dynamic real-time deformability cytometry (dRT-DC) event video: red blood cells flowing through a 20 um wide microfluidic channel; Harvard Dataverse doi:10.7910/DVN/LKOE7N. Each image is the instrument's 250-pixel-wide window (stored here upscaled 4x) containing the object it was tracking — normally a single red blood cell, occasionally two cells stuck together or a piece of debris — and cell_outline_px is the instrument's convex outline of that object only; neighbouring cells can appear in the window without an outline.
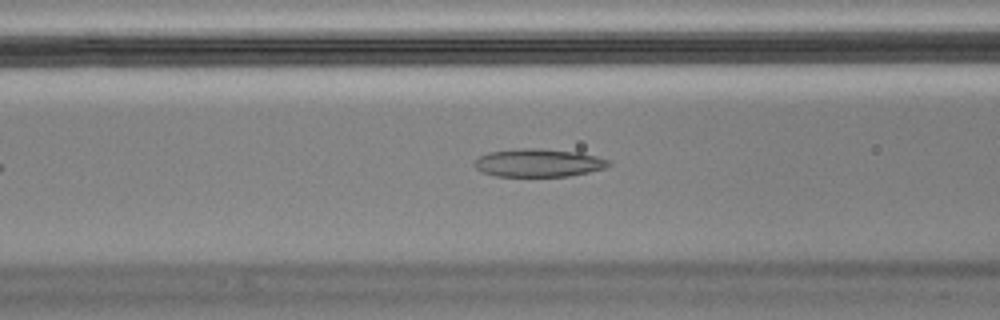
{"species": "Egyptian fruit bat (a non-hibernating species)", "species_latin": "Rousettus aegyptiacus", "temperature_condition": "cold", "stored_images_in_passage": 42, "camera_frame_rate_fps": 3000, "um_per_image_px": 0.085, "animal": {"sex": "male"}, "frame": {"image": 1, "passage_image": 7, "time_ms": 2.0, "image_size_px": [1000, 320], "cell_outline_px": [[612, 164], [604, 168], [588, 172], [568, 176], [496, 176], [484, 172], [476, 168], [472, 164], [480, 156], [488, 152], [528, 148], [540, 148], [576, 152], [596, 156], [612, 160]], "centroid_in_image_um": [45.8, 13.84], "position_along_channel_um": 120.8, "area_um2": 21.79}, "authors_computed_cell_mechanics": {"area_um2": 25.5765, "velocity_mm_per_s": 3.5853, "shape_relaxation_time_tau1_ms": null, "shape_relaxation_time_tau2_ms": 2.5762, "deformation_change_tau1": null, "deformation_change_tau2": 0.0985}}